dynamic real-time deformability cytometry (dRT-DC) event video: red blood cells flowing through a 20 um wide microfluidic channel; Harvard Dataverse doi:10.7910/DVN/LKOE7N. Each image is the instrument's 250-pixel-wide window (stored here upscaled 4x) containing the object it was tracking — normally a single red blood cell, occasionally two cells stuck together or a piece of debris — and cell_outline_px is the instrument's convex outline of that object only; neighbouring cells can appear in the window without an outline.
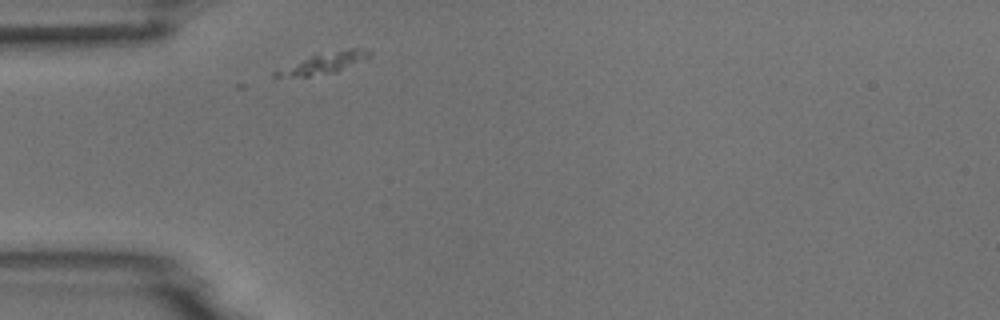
{"species": "common noctule bat (a hibernating species)", "species_latin": "Nyctalus noctula", "temperature_condition": "room temperature", "stored_images_in_passage": 1, "camera_frame_rate_fps": 3000, "um_per_image_px": 0.085, "animal": {"sex": "male", "body_mass_g": 18.8}, "frame": {"image": 1, "passage_image": 1, "time_ms": 0.0, "image_size_px": [1000, 320], "cell_outline_px": [[372, 52], [368, 56], [336, 72], [308, 76], [272, 76], [272, 72], [312, 56], [352, 48], [356, 48]], "centroid_in_image_um": [27.49, 5.38], "position_along_channel_um": 57.5, "area_um2": 10.4}}